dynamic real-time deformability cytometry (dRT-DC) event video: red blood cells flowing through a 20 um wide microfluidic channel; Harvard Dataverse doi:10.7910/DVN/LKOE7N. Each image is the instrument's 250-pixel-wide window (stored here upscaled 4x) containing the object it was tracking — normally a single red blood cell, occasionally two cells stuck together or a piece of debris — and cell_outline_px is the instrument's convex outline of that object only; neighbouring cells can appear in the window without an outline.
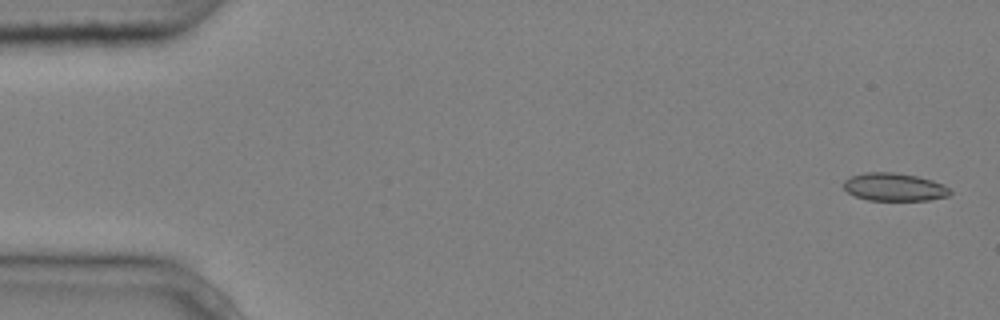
{"species": "common noctule bat (a hibernating species)", "species_latin": "Nyctalus noctula", "temperature_condition": "cold", "stored_images_in_passage": 4, "camera_frame_rate_fps": 3000, "um_per_image_px": 0.085, "animal": {"sex": "male", "body_mass_g": 20.4}, "frame": {"image": 1, "passage_image": 1, "time_ms": 0.0, "image_size_px": [1000, 320], "cell_outline_px": [[952, 192], [948, 196], [928, 200], [868, 200], [856, 196], [848, 192], [844, 188], [844, 180], [852, 176], [864, 172], [892, 172], [916, 176], [932, 180], [944, 184]], "centroid_in_image_um": [76.02, 15.89], "position_along_channel_um": 9.0, "area_um2": 17.22}}
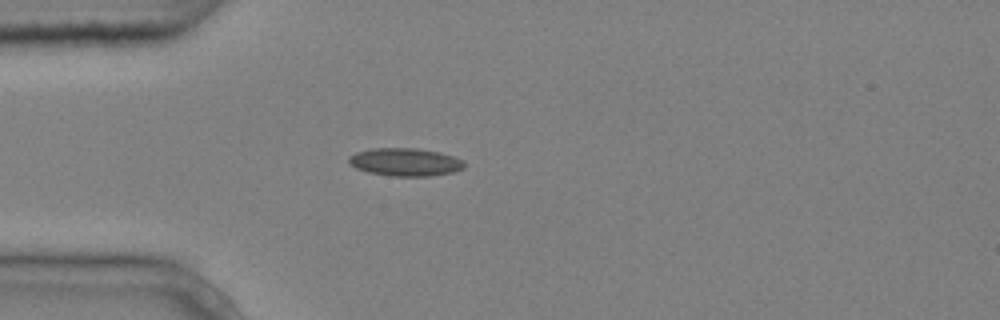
{"frame": {"image": 2, "passage_image": 4, "time_ms": 1.0, "image_size_px": [1000, 320], "cell_outline_px": [[464, 168], [452, 172], [428, 176], [392, 176], [368, 172], [356, 168], [348, 160], [348, 156], [356, 152], [372, 148], [416, 148], [436, 152], [452, 156], [464, 160]], "centroid_in_image_um": [34.42, 13.77], "position_along_channel_um": 50.6, "area_um2": 18.61}}